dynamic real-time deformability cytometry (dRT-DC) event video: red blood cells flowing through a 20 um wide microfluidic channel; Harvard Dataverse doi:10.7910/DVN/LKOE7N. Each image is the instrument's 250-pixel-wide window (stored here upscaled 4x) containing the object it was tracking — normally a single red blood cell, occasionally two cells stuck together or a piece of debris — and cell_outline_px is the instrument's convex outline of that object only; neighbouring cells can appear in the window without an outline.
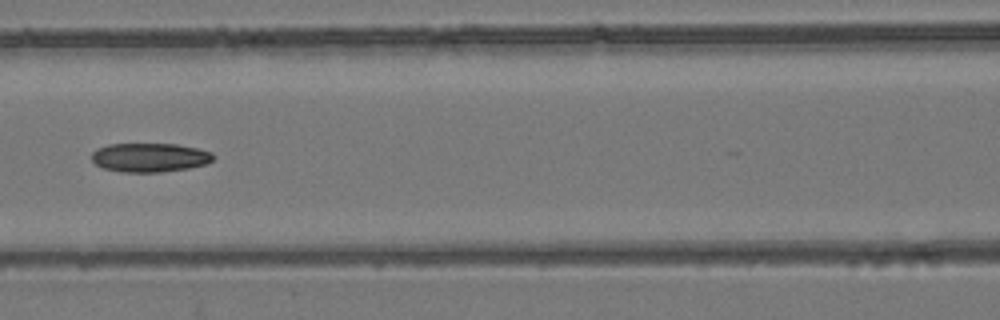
{"species": "common noctule bat (a hibernating species)", "species_latin": "Nyctalus noctula", "temperature_condition": "room temperature", "stored_images_in_passage": 8, "camera_frame_rate_fps": 3000, "um_per_image_px": 0.085, "animal": {"sex": "female", "body_mass_g": 24.6, "forearm_length_mm": 56.2}, "frame": {"image": 1, "passage_image": 7, "time_ms": 8.0, "image_size_px": [1000, 320], "cell_outline_px": [[212, 160], [208, 164], [188, 168], [160, 172], [120, 172], [104, 168], [96, 164], [92, 160], [92, 152], [96, 148], [108, 144], [176, 144], [196, 148], [212, 152]], "centroid_in_image_um": [12.7, 13.38], "position_along_channel_um": 153.9, "area_um2": 20.52}}
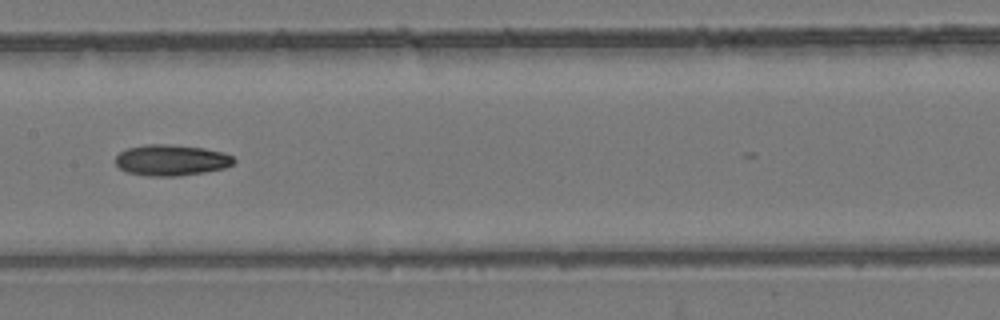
{"frame": {"image": 2, "passage_image": 8, "time_ms": 9.0, "image_size_px": [1000, 320], "cell_outline_px": [[236, 160], [232, 164], [224, 168], [204, 172], [180, 176], [148, 176], [128, 172], [120, 168], [116, 164], [116, 156], [120, 152], [128, 148], [148, 144], [168, 144], [204, 148], [220, 152], [232, 156]], "centroid_in_image_um": [14.55, 13.61], "position_along_channel_um": 192.8, "area_um2": 21.21}}